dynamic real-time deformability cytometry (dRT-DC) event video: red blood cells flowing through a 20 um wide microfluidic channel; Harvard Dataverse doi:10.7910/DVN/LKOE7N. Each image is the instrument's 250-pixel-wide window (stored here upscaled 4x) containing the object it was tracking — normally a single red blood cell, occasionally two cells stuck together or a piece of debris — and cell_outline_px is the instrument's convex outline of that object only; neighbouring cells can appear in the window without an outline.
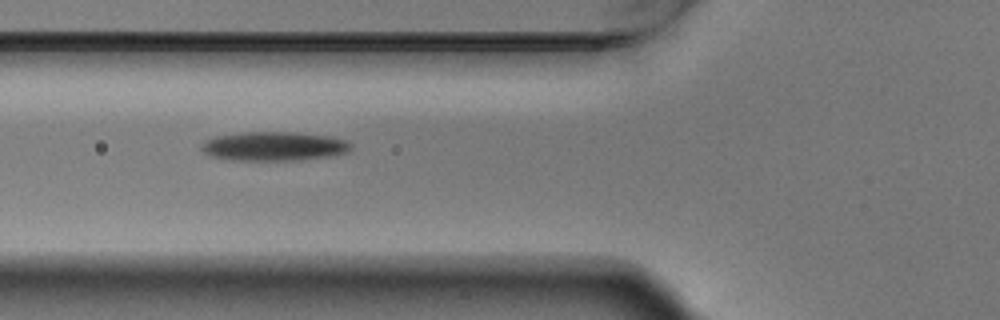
{"species": "Egyptian fruit bat (a non-hibernating species)", "species_latin": "Rousettus aegyptiacus", "temperature_condition": "warm", "stored_images_in_passage": 6, "camera_frame_rate_fps": 3000, "um_per_image_px": 0.085, "animal": {"sex": "male"}, "frame": {"image": 1, "passage_image": 5, "time_ms": 1.333, "image_size_px": [1000, 320], "cell_outline_px": [[352, 148], [344, 152], [328, 156], [300, 160], [232, 160], [212, 156], [204, 152], [200, 148], [200, 144], [204, 140], [216, 136], [240, 132], [296, 132], [332, 136], [348, 140], [352, 144]], "centroid_in_image_um": [23.28, 12.42], "position_along_channel_um": 102.5, "area_um2": 25.49}}
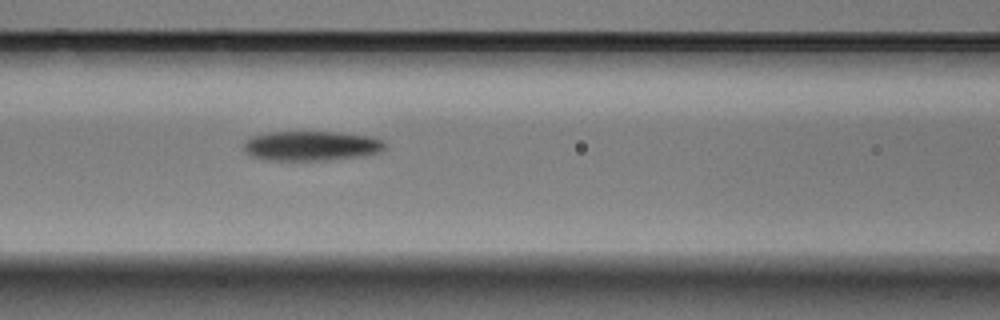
{"frame": {"image": 2, "passage_image": 6, "time_ms": 1.667, "image_size_px": [1000, 320], "cell_outline_px": [[388, 144], [380, 152], [364, 156], [324, 160], [264, 160], [252, 156], [244, 152], [244, 144], [252, 136], [268, 132], [340, 132], [372, 136], [384, 140]], "centroid_in_image_um": [26.51, 12.39], "position_along_channel_um": 140.1, "area_um2": 24.68}}